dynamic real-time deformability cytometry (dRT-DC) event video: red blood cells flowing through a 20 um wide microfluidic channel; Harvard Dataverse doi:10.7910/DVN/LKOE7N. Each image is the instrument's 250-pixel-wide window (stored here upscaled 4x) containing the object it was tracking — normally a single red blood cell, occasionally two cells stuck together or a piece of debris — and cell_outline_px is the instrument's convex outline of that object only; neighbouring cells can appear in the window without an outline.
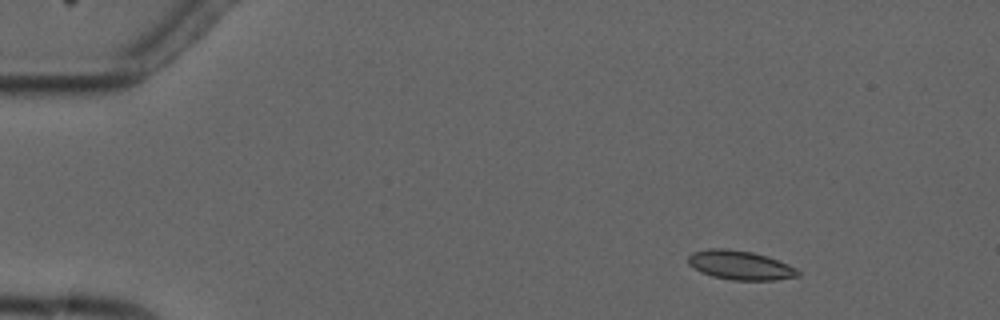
{"species": "common noctule bat (a hibernating species)", "species_latin": "Nyctalus noctula", "temperature_condition": "cold", "stored_images_in_passage": 4, "camera_frame_rate_fps": 3000, "um_per_image_px": 0.085, "animal": {"sex": "male", "forearm_length_mm": 52.5}, "frame": {"image": 1, "passage_image": 2, "time_ms": 1.0, "image_size_px": [1000, 320], "cell_outline_px": [[800, 276], [772, 280], [732, 280], [712, 276], [700, 272], [688, 264], [688, 256], [692, 252], [708, 248], [728, 248], [752, 252], [768, 256], [788, 264], [796, 268], [800, 272]], "centroid_in_image_um": [62.9, 22.53], "position_along_channel_um": 22.1, "area_um2": 18.79}}